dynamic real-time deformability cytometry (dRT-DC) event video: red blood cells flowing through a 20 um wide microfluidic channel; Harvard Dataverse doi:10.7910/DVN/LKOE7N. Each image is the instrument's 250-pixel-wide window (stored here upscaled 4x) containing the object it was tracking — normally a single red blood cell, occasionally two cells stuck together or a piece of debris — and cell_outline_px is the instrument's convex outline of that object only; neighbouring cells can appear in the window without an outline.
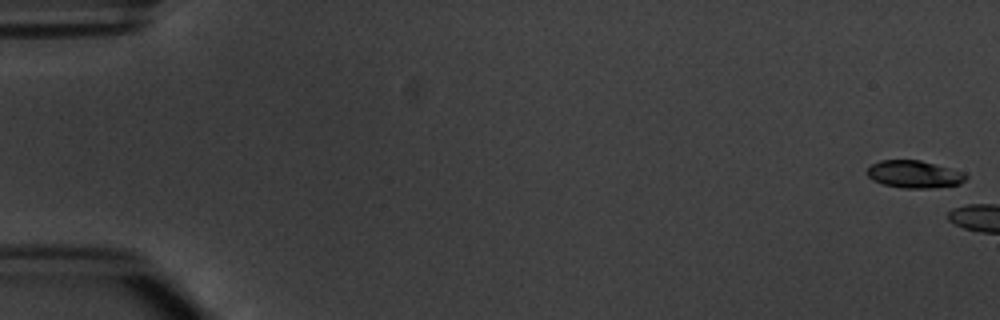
{"species": "common noctule bat (a hibernating species)", "species_latin": "Nyctalus noctula", "temperature_condition": "warm", "stored_images_in_passage": 9, "camera_frame_rate_fps": 3000, "um_per_image_px": 0.085, "animal": {"sex": "male", "body_mass_g": 20.1, "forearm_length_mm": 53.5}, "frame": {"image": 1, "passage_image": 1, "time_ms": 0.0, "image_size_px": [1000, 320], "cell_outline_px": [[968, 176], [960, 184], [932, 188], [904, 188], [884, 184], [872, 180], [868, 176], [868, 168], [872, 164], [880, 160], [920, 160], [964, 172]], "centroid_in_image_um": [77.72, 14.81], "position_along_channel_um": 7.3, "area_um2": 15.66}}
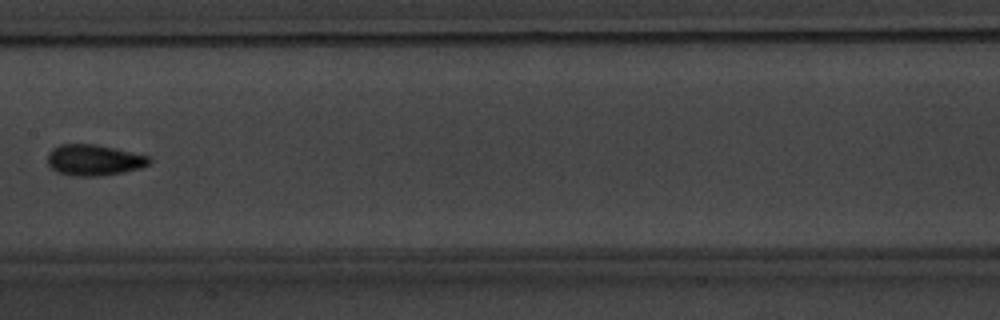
{"frame": {"image": 2, "passage_image": 9, "time_ms": 10.333, "image_size_px": [1000, 320], "cell_outline_px": [[152, 160], [148, 164], [140, 168], [124, 172], [100, 176], [76, 176], [56, 172], [48, 164], [48, 152], [52, 148], [60, 144], [96, 144], [152, 156]], "centroid_in_image_um": [8.01, 13.6], "position_along_channel_um": 199.4, "area_um2": 18.55}}